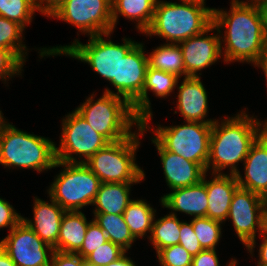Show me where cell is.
I'll return each instance as SVG.
<instances>
[{
	"label": "cell",
	"instance_id": "obj_42",
	"mask_svg": "<svg viewBox=\"0 0 267 266\" xmlns=\"http://www.w3.org/2000/svg\"><path fill=\"white\" fill-rule=\"evenodd\" d=\"M64 0H39L41 14L48 16Z\"/></svg>",
	"mask_w": 267,
	"mask_h": 266
},
{
	"label": "cell",
	"instance_id": "obj_36",
	"mask_svg": "<svg viewBox=\"0 0 267 266\" xmlns=\"http://www.w3.org/2000/svg\"><path fill=\"white\" fill-rule=\"evenodd\" d=\"M107 241H109L107 235L92 219L88 225L83 244L76 254L85 259L95 249H97L98 247H100V245L106 243Z\"/></svg>",
	"mask_w": 267,
	"mask_h": 266
},
{
	"label": "cell",
	"instance_id": "obj_49",
	"mask_svg": "<svg viewBox=\"0 0 267 266\" xmlns=\"http://www.w3.org/2000/svg\"><path fill=\"white\" fill-rule=\"evenodd\" d=\"M233 1H236V2H241V3H258V2H260L261 0H246V1H244V0H242V1H239V0H233Z\"/></svg>",
	"mask_w": 267,
	"mask_h": 266
},
{
	"label": "cell",
	"instance_id": "obj_38",
	"mask_svg": "<svg viewBox=\"0 0 267 266\" xmlns=\"http://www.w3.org/2000/svg\"><path fill=\"white\" fill-rule=\"evenodd\" d=\"M22 220L13 206L5 199L0 198V229L9 228V232Z\"/></svg>",
	"mask_w": 267,
	"mask_h": 266
},
{
	"label": "cell",
	"instance_id": "obj_3",
	"mask_svg": "<svg viewBox=\"0 0 267 266\" xmlns=\"http://www.w3.org/2000/svg\"><path fill=\"white\" fill-rule=\"evenodd\" d=\"M111 34L112 32L91 36L86 44H82L78 39H75L71 45L53 46L52 48L43 47L37 50H39L40 58L66 55L89 64L93 71L101 75L103 79L108 80L117 91L114 92L106 87L104 92L118 95L119 58L126 56L138 42L124 37L123 43L116 44L111 39H107V37H111ZM102 36H105L106 40Z\"/></svg>",
	"mask_w": 267,
	"mask_h": 266
},
{
	"label": "cell",
	"instance_id": "obj_22",
	"mask_svg": "<svg viewBox=\"0 0 267 266\" xmlns=\"http://www.w3.org/2000/svg\"><path fill=\"white\" fill-rule=\"evenodd\" d=\"M205 186L208 195L207 217L219 222H226L231 200L234 192L239 187L234 174H211L213 178L206 180Z\"/></svg>",
	"mask_w": 267,
	"mask_h": 266
},
{
	"label": "cell",
	"instance_id": "obj_11",
	"mask_svg": "<svg viewBox=\"0 0 267 266\" xmlns=\"http://www.w3.org/2000/svg\"><path fill=\"white\" fill-rule=\"evenodd\" d=\"M47 17L71 24L89 37L113 32L112 0H64Z\"/></svg>",
	"mask_w": 267,
	"mask_h": 266
},
{
	"label": "cell",
	"instance_id": "obj_1",
	"mask_svg": "<svg viewBox=\"0 0 267 266\" xmlns=\"http://www.w3.org/2000/svg\"><path fill=\"white\" fill-rule=\"evenodd\" d=\"M213 24L220 32L221 53L226 64L238 61L254 65L264 52L267 38L257 3L232 0L229 11L214 8Z\"/></svg>",
	"mask_w": 267,
	"mask_h": 266
},
{
	"label": "cell",
	"instance_id": "obj_40",
	"mask_svg": "<svg viewBox=\"0 0 267 266\" xmlns=\"http://www.w3.org/2000/svg\"><path fill=\"white\" fill-rule=\"evenodd\" d=\"M50 266H88L85 259L76 253L54 251Z\"/></svg>",
	"mask_w": 267,
	"mask_h": 266
},
{
	"label": "cell",
	"instance_id": "obj_34",
	"mask_svg": "<svg viewBox=\"0 0 267 266\" xmlns=\"http://www.w3.org/2000/svg\"><path fill=\"white\" fill-rule=\"evenodd\" d=\"M125 252L119 245L107 241L89 254L85 261L88 266H106L110 262L117 260Z\"/></svg>",
	"mask_w": 267,
	"mask_h": 266
},
{
	"label": "cell",
	"instance_id": "obj_41",
	"mask_svg": "<svg viewBox=\"0 0 267 266\" xmlns=\"http://www.w3.org/2000/svg\"><path fill=\"white\" fill-rule=\"evenodd\" d=\"M260 237L262 238V243L259 246V252H258V257L259 259L257 260V264H266L267 265V232L264 230L261 234Z\"/></svg>",
	"mask_w": 267,
	"mask_h": 266
},
{
	"label": "cell",
	"instance_id": "obj_19",
	"mask_svg": "<svg viewBox=\"0 0 267 266\" xmlns=\"http://www.w3.org/2000/svg\"><path fill=\"white\" fill-rule=\"evenodd\" d=\"M173 73L164 72L148 66L146 71L145 83L141 98L132 106L135 116L142 122V126L148 130L152 128L148 125L149 120L153 119L151 102L148 91L158 98H167L173 93L179 81Z\"/></svg>",
	"mask_w": 267,
	"mask_h": 266
},
{
	"label": "cell",
	"instance_id": "obj_46",
	"mask_svg": "<svg viewBox=\"0 0 267 266\" xmlns=\"http://www.w3.org/2000/svg\"><path fill=\"white\" fill-rule=\"evenodd\" d=\"M262 16L264 33L267 38V4H257Z\"/></svg>",
	"mask_w": 267,
	"mask_h": 266
},
{
	"label": "cell",
	"instance_id": "obj_4",
	"mask_svg": "<svg viewBox=\"0 0 267 266\" xmlns=\"http://www.w3.org/2000/svg\"><path fill=\"white\" fill-rule=\"evenodd\" d=\"M157 0L147 36H159L167 43L178 44L198 35L213 23V9L198 2Z\"/></svg>",
	"mask_w": 267,
	"mask_h": 266
},
{
	"label": "cell",
	"instance_id": "obj_5",
	"mask_svg": "<svg viewBox=\"0 0 267 266\" xmlns=\"http://www.w3.org/2000/svg\"><path fill=\"white\" fill-rule=\"evenodd\" d=\"M146 131L148 130L141 124L128 138L108 143L92 155L85 164L101 183L138 184L144 181V170L135 163V157L140 145L139 136H144Z\"/></svg>",
	"mask_w": 267,
	"mask_h": 266
},
{
	"label": "cell",
	"instance_id": "obj_48",
	"mask_svg": "<svg viewBox=\"0 0 267 266\" xmlns=\"http://www.w3.org/2000/svg\"><path fill=\"white\" fill-rule=\"evenodd\" d=\"M9 124V122L6 121V118H4L2 111L0 110V135L4 128Z\"/></svg>",
	"mask_w": 267,
	"mask_h": 266
},
{
	"label": "cell",
	"instance_id": "obj_24",
	"mask_svg": "<svg viewBox=\"0 0 267 266\" xmlns=\"http://www.w3.org/2000/svg\"><path fill=\"white\" fill-rule=\"evenodd\" d=\"M136 183H101L92 206L93 214L123 215L130 198L131 186Z\"/></svg>",
	"mask_w": 267,
	"mask_h": 266
},
{
	"label": "cell",
	"instance_id": "obj_37",
	"mask_svg": "<svg viewBox=\"0 0 267 266\" xmlns=\"http://www.w3.org/2000/svg\"><path fill=\"white\" fill-rule=\"evenodd\" d=\"M179 237V244L183 246L191 255L195 256L203 250L193 230V225L191 221L181 222Z\"/></svg>",
	"mask_w": 267,
	"mask_h": 266
},
{
	"label": "cell",
	"instance_id": "obj_47",
	"mask_svg": "<svg viewBox=\"0 0 267 266\" xmlns=\"http://www.w3.org/2000/svg\"><path fill=\"white\" fill-rule=\"evenodd\" d=\"M264 216L267 215V189L260 195Z\"/></svg>",
	"mask_w": 267,
	"mask_h": 266
},
{
	"label": "cell",
	"instance_id": "obj_33",
	"mask_svg": "<svg viewBox=\"0 0 267 266\" xmlns=\"http://www.w3.org/2000/svg\"><path fill=\"white\" fill-rule=\"evenodd\" d=\"M156 254L161 266H192L193 255L180 244L167 246Z\"/></svg>",
	"mask_w": 267,
	"mask_h": 266
},
{
	"label": "cell",
	"instance_id": "obj_28",
	"mask_svg": "<svg viewBox=\"0 0 267 266\" xmlns=\"http://www.w3.org/2000/svg\"><path fill=\"white\" fill-rule=\"evenodd\" d=\"M94 222L104 231L108 240L126 252L136 241L121 214H94Z\"/></svg>",
	"mask_w": 267,
	"mask_h": 266
},
{
	"label": "cell",
	"instance_id": "obj_50",
	"mask_svg": "<svg viewBox=\"0 0 267 266\" xmlns=\"http://www.w3.org/2000/svg\"><path fill=\"white\" fill-rule=\"evenodd\" d=\"M180 1L198 2V3H201V4H203V5H206V4H205L206 0H180Z\"/></svg>",
	"mask_w": 267,
	"mask_h": 266
},
{
	"label": "cell",
	"instance_id": "obj_21",
	"mask_svg": "<svg viewBox=\"0 0 267 266\" xmlns=\"http://www.w3.org/2000/svg\"><path fill=\"white\" fill-rule=\"evenodd\" d=\"M49 201L51 203L34 197L33 220L22 217V221L26 223L42 241L54 247L57 244L61 221L66 211L52 198H50Z\"/></svg>",
	"mask_w": 267,
	"mask_h": 266
},
{
	"label": "cell",
	"instance_id": "obj_31",
	"mask_svg": "<svg viewBox=\"0 0 267 266\" xmlns=\"http://www.w3.org/2000/svg\"><path fill=\"white\" fill-rule=\"evenodd\" d=\"M23 31L20 24L0 16V48L12 50L25 63L29 51L23 42Z\"/></svg>",
	"mask_w": 267,
	"mask_h": 266
},
{
	"label": "cell",
	"instance_id": "obj_12",
	"mask_svg": "<svg viewBox=\"0 0 267 266\" xmlns=\"http://www.w3.org/2000/svg\"><path fill=\"white\" fill-rule=\"evenodd\" d=\"M231 219L239 240L253 257L256 233L265 230V216L260 195L238 187L233 194L227 220Z\"/></svg>",
	"mask_w": 267,
	"mask_h": 266
},
{
	"label": "cell",
	"instance_id": "obj_39",
	"mask_svg": "<svg viewBox=\"0 0 267 266\" xmlns=\"http://www.w3.org/2000/svg\"><path fill=\"white\" fill-rule=\"evenodd\" d=\"M237 261L235 258H232L226 265L236 266L238 264ZM192 266H220L216 249H203L193 256Z\"/></svg>",
	"mask_w": 267,
	"mask_h": 266
},
{
	"label": "cell",
	"instance_id": "obj_9",
	"mask_svg": "<svg viewBox=\"0 0 267 266\" xmlns=\"http://www.w3.org/2000/svg\"><path fill=\"white\" fill-rule=\"evenodd\" d=\"M213 123L184 121L177 126L152 129L153 137L167 150L186 160L198 163L205 171L210 153Z\"/></svg>",
	"mask_w": 267,
	"mask_h": 266
},
{
	"label": "cell",
	"instance_id": "obj_45",
	"mask_svg": "<svg viewBox=\"0 0 267 266\" xmlns=\"http://www.w3.org/2000/svg\"><path fill=\"white\" fill-rule=\"evenodd\" d=\"M0 266H17L0 246Z\"/></svg>",
	"mask_w": 267,
	"mask_h": 266
},
{
	"label": "cell",
	"instance_id": "obj_44",
	"mask_svg": "<svg viewBox=\"0 0 267 266\" xmlns=\"http://www.w3.org/2000/svg\"><path fill=\"white\" fill-rule=\"evenodd\" d=\"M254 67H258L263 70V73L265 74L264 76L266 80V85H267V45H266L264 52L261 54L257 62L254 64Z\"/></svg>",
	"mask_w": 267,
	"mask_h": 266
},
{
	"label": "cell",
	"instance_id": "obj_8",
	"mask_svg": "<svg viewBox=\"0 0 267 266\" xmlns=\"http://www.w3.org/2000/svg\"><path fill=\"white\" fill-rule=\"evenodd\" d=\"M64 167L48 187V197L65 211H81L93 204L101 184L85 163L56 161L54 168Z\"/></svg>",
	"mask_w": 267,
	"mask_h": 266
},
{
	"label": "cell",
	"instance_id": "obj_16",
	"mask_svg": "<svg viewBox=\"0 0 267 266\" xmlns=\"http://www.w3.org/2000/svg\"><path fill=\"white\" fill-rule=\"evenodd\" d=\"M151 142L160 156L163 174L170 190L195 185L202 180L206 171L198 163L167 151L154 137Z\"/></svg>",
	"mask_w": 267,
	"mask_h": 266
},
{
	"label": "cell",
	"instance_id": "obj_23",
	"mask_svg": "<svg viewBox=\"0 0 267 266\" xmlns=\"http://www.w3.org/2000/svg\"><path fill=\"white\" fill-rule=\"evenodd\" d=\"M90 222L82 211H66L61 221L57 244L53 247L54 251L77 253Z\"/></svg>",
	"mask_w": 267,
	"mask_h": 266
},
{
	"label": "cell",
	"instance_id": "obj_17",
	"mask_svg": "<svg viewBox=\"0 0 267 266\" xmlns=\"http://www.w3.org/2000/svg\"><path fill=\"white\" fill-rule=\"evenodd\" d=\"M177 105L184 121L213 123L216 119H205L208 115V95L201 77H185L178 86Z\"/></svg>",
	"mask_w": 267,
	"mask_h": 266
},
{
	"label": "cell",
	"instance_id": "obj_2",
	"mask_svg": "<svg viewBox=\"0 0 267 266\" xmlns=\"http://www.w3.org/2000/svg\"><path fill=\"white\" fill-rule=\"evenodd\" d=\"M222 118L225 119L212 124L206 173L212 170V174H222V170L230 167L229 174L235 175L239 162H244L252 144L267 129V120L259 121L243 110L234 117Z\"/></svg>",
	"mask_w": 267,
	"mask_h": 266
},
{
	"label": "cell",
	"instance_id": "obj_14",
	"mask_svg": "<svg viewBox=\"0 0 267 266\" xmlns=\"http://www.w3.org/2000/svg\"><path fill=\"white\" fill-rule=\"evenodd\" d=\"M217 34L207 35L210 32ZM181 48L185 73L187 77H200L205 68L215 64L222 58L220 32L212 23L202 33L192 36L185 41L178 43Z\"/></svg>",
	"mask_w": 267,
	"mask_h": 266
},
{
	"label": "cell",
	"instance_id": "obj_29",
	"mask_svg": "<svg viewBox=\"0 0 267 266\" xmlns=\"http://www.w3.org/2000/svg\"><path fill=\"white\" fill-rule=\"evenodd\" d=\"M154 218L149 236L156 253L167 246L179 244L181 222L177 214H167L159 219Z\"/></svg>",
	"mask_w": 267,
	"mask_h": 266
},
{
	"label": "cell",
	"instance_id": "obj_26",
	"mask_svg": "<svg viewBox=\"0 0 267 266\" xmlns=\"http://www.w3.org/2000/svg\"><path fill=\"white\" fill-rule=\"evenodd\" d=\"M146 200H132L123 213L124 220L130 229L131 234L137 240L150 235L156 210Z\"/></svg>",
	"mask_w": 267,
	"mask_h": 266
},
{
	"label": "cell",
	"instance_id": "obj_53",
	"mask_svg": "<svg viewBox=\"0 0 267 266\" xmlns=\"http://www.w3.org/2000/svg\"><path fill=\"white\" fill-rule=\"evenodd\" d=\"M257 266H267L266 264H257Z\"/></svg>",
	"mask_w": 267,
	"mask_h": 266
},
{
	"label": "cell",
	"instance_id": "obj_25",
	"mask_svg": "<svg viewBox=\"0 0 267 266\" xmlns=\"http://www.w3.org/2000/svg\"><path fill=\"white\" fill-rule=\"evenodd\" d=\"M157 0H112L113 32L119 16L129 21H136V28L141 34L150 27Z\"/></svg>",
	"mask_w": 267,
	"mask_h": 266
},
{
	"label": "cell",
	"instance_id": "obj_6",
	"mask_svg": "<svg viewBox=\"0 0 267 266\" xmlns=\"http://www.w3.org/2000/svg\"><path fill=\"white\" fill-rule=\"evenodd\" d=\"M9 123L0 135V164L5 168L44 172L57 161L55 142L16 128Z\"/></svg>",
	"mask_w": 267,
	"mask_h": 266
},
{
	"label": "cell",
	"instance_id": "obj_52",
	"mask_svg": "<svg viewBox=\"0 0 267 266\" xmlns=\"http://www.w3.org/2000/svg\"><path fill=\"white\" fill-rule=\"evenodd\" d=\"M265 231L267 232V215L265 216Z\"/></svg>",
	"mask_w": 267,
	"mask_h": 266
},
{
	"label": "cell",
	"instance_id": "obj_35",
	"mask_svg": "<svg viewBox=\"0 0 267 266\" xmlns=\"http://www.w3.org/2000/svg\"><path fill=\"white\" fill-rule=\"evenodd\" d=\"M24 64L12 50L0 48V79L3 83L15 75L22 76Z\"/></svg>",
	"mask_w": 267,
	"mask_h": 266
},
{
	"label": "cell",
	"instance_id": "obj_15",
	"mask_svg": "<svg viewBox=\"0 0 267 266\" xmlns=\"http://www.w3.org/2000/svg\"><path fill=\"white\" fill-rule=\"evenodd\" d=\"M148 66V56L141 42L126 56L119 58L118 96L125 98L132 106L142 96Z\"/></svg>",
	"mask_w": 267,
	"mask_h": 266
},
{
	"label": "cell",
	"instance_id": "obj_20",
	"mask_svg": "<svg viewBox=\"0 0 267 266\" xmlns=\"http://www.w3.org/2000/svg\"><path fill=\"white\" fill-rule=\"evenodd\" d=\"M171 191L160 198L161 205L169 209V213L175 215V212H182L193 217H207L208 195L205 174L199 183Z\"/></svg>",
	"mask_w": 267,
	"mask_h": 266
},
{
	"label": "cell",
	"instance_id": "obj_32",
	"mask_svg": "<svg viewBox=\"0 0 267 266\" xmlns=\"http://www.w3.org/2000/svg\"><path fill=\"white\" fill-rule=\"evenodd\" d=\"M193 230L203 249H216L222 237V222L209 217L191 218Z\"/></svg>",
	"mask_w": 267,
	"mask_h": 266
},
{
	"label": "cell",
	"instance_id": "obj_43",
	"mask_svg": "<svg viewBox=\"0 0 267 266\" xmlns=\"http://www.w3.org/2000/svg\"><path fill=\"white\" fill-rule=\"evenodd\" d=\"M127 252H125L121 257H119L117 260L110 262L106 266H136L135 262L126 255Z\"/></svg>",
	"mask_w": 267,
	"mask_h": 266
},
{
	"label": "cell",
	"instance_id": "obj_27",
	"mask_svg": "<svg viewBox=\"0 0 267 266\" xmlns=\"http://www.w3.org/2000/svg\"><path fill=\"white\" fill-rule=\"evenodd\" d=\"M147 56L149 67L173 73L179 78L187 77L182 51L178 44H161Z\"/></svg>",
	"mask_w": 267,
	"mask_h": 266
},
{
	"label": "cell",
	"instance_id": "obj_7",
	"mask_svg": "<svg viewBox=\"0 0 267 266\" xmlns=\"http://www.w3.org/2000/svg\"><path fill=\"white\" fill-rule=\"evenodd\" d=\"M95 95H90L75 110L95 132L109 142L128 138L133 133L132 127L142 124L135 116L132 105L125 98L103 92V95L95 100Z\"/></svg>",
	"mask_w": 267,
	"mask_h": 266
},
{
	"label": "cell",
	"instance_id": "obj_30",
	"mask_svg": "<svg viewBox=\"0 0 267 266\" xmlns=\"http://www.w3.org/2000/svg\"><path fill=\"white\" fill-rule=\"evenodd\" d=\"M36 11L41 12L39 0H0V16L24 29L32 22Z\"/></svg>",
	"mask_w": 267,
	"mask_h": 266
},
{
	"label": "cell",
	"instance_id": "obj_10",
	"mask_svg": "<svg viewBox=\"0 0 267 266\" xmlns=\"http://www.w3.org/2000/svg\"><path fill=\"white\" fill-rule=\"evenodd\" d=\"M61 127L60 144L59 147L55 146L57 161L86 163L92 155L110 143L104 136L95 132L75 109L65 115ZM75 155L79 159H76Z\"/></svg>",
	"mask_w": 267,
	"mask_h": 266
},
{
	"label": "cell",
	"instance_id": "obj_13",
	"mask_svg": "<svg viewBox=\"0 0 267 266\" xmlns=\"http://www.w3.org/2000/svg\"><path fill=\"white\" fill-rule=\"evenodd\" d=\"M0 246L17 266H50L54 252L22 220L0 240Z\"/></svg>",
	"mask_w": 267,
	"mask_h": 266
},
{
	"label": "cell",
	"instance_id": "obj_18",
	"mask_svg": "<svg viewBox=\"0 0 267 266\" xmlns=\"http://www.w3.org/2000/svg\"><path fill=\"white\" fill-rule=\"evenodd\" d=\"M244 175L235 174L239 187L261 195L267 189V129L252 144L244 162Z\"/></svg>",
	"mask_w": 267,
	"mask_h": 266
},
{
	"label": "cell",
	"instance_id": "obj_51",
	"mask_svg": "<svg viewBox=\"0 0 267 266\" xmlns=\"http://www.w3.org/2000/svg\"><path fill=\"white\" fill-rule=\"evenodd\" d=\"M257 4H267V0H261V1L258 2Z\"/></svg>",
	"mask_w": 267,
	"mask_h": 266
}]
</instances>
